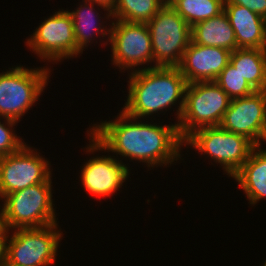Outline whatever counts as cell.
Segmentation results:
<instances>
[{"instance_id": "cell-1", "label": "cell", "mask_w": 266, "mask_h": 266, "mask_svg": "<svg viewBox=\"0 0 266 266\" xmlns=\"http://www.w3.org/2000/svg\"><path fill=\"white\" fill-rule=\"evenodd\" d=\"M116 119L92 126L88 133L91 139L87 152L108 150L129 160L143 162L148 167L167 166L181 158L180 148L184 140L179 135L177 123L164 126L149 124L124 110Z\"/></svg>"}, {"instance_id": "cell-2", "label": "cell", "mask_w": 266, "mask_h": 266, "mask_svg": "<svg viewBox=\"0 0 266 266\" xmlns=\"http://www.w3.org/2000/svg\"><path fill=\"white\" fill-rule=\"evenodd\" d=\"M129 76L128 97L123 108L128 115L144 119L163 109L167 111L166 108L180 100L176 110L179 121L187 82L178 67L143 66Z\"/></svg>"}, {"instance_id": "cell-3", "label": "cell", "mask_w": 266, "mask_h": 266, "mask_svg": "<svg viewBox=\"0 0 266 266\" xmlns=\"http://www.w3.org/2000/svg\"><path fill=\"white\" fill-rule=\"evenodd\" d=\"M50 177L38 183L7 194L0 208V222L10 231L16 228L43 227L57 223ZM13 228V229H12Z\"/></svg>"}, {"instance_id": "cell-4", "label": "cell", "mask_w": 266, "mask_h": 266, "mask_svg": "<svg viewBox=\"0 0 266 266\" xmlns=\"http://www.w3.org/2000/svg\"><path fill=\"white\" fill-rule=\"evenodd\" d=\"M230 101L214 81L187 84L183 111L177 122L180 137L184 140L194 130L219 126Z\"/></svg>"}, {"instance_id": "cell-5", "label": "cell", "mask_w": 266, "mask_h": 266, "mask_svg": "<svg viewBox=\"0 0 266 266\" xmlns=\"http://www.w3.org/2000/svg\"><path fill=\"white\" fill-rule=\"evenodd\" d=\"M50 72L46 68H24L17 66L0 73V117L18 122L49 82Z\"/></svg>"}, {"instance_id": "cell-6", "label": "cell", "mask_w": 266, "mask_h": 266, "mask_svg": "<svg viewBox=\"0 0 266 266\" xmlns=\"http://www.w3.org/2000/svg\"><path fill=\"white\" fill-rule=\"evenodd\" d=\"M146 25L151 37L153 64L178 67L191 42V26L170 5H164Z\"/></svg>"}, {"instance_id": "cell-7", "label": "cell", "mask_w": 266, "mask_h": 266, "mask_svg": "<svg viewBox=\"0 0 266 266\" xmlns=\"http://www.w3.org/2000/svg\"><path fill=\"white\" fill-rule=\"evenodd\" d=\"M187 144L210 156L231 177L248 160L255 147L245 136L226 131L220 126L194 130L184 139V146Z\"/></svg>"}, {"instance_id": "cell-8", "label": "cell", "mask_w": 266, "mask_h": 266, "mask_svg": "<svg viewBox=\"0 0 266 266\" xmlns=\"http://www.w3.org/2000/svg\"><path fill=\"white\" fill-rule=\"evenodd\" d=\"M57 225L14 229L13 235H8L10 239H7L6 262L16 266L53 264L62 239V232L57 230Z\"/></svg>"}, {"instance_id": "cell-9", "label": "cell", "mask_w": 266, "mask_h": 266, "mask_svg": "<svg viewBox=\"0 0 266 266\" xmlns=\"http://www.w3.org/2000/svg\"><path fill=\"white\" fill-rule=\"evenodd\" d=\"M35 30L26 45L42 60L61 62L82 52L76 45L72 18L66 10L59 9Z\"/></svg>"}, {"instance_id": "cell-10", "label": "cell", "mask_w": 266, "mask_h": 266, "mask_svg": "<svg viewBox=\"0 0 266 266\" xmlns=\"http://www.w3.org/2000/svg\"><path fill=\"white\" fill-rule=\"evenodd\" d=\"M51 175L49 161L25 143L17 152L0 158V200L7 194L45 183Z\"/></svg>"}, {"instance_id": "cell-11", "label": "cell", "mask_w": 266, "mask_h": 266, "mask_svg": "<svg viewBox=\"0 0 266 266\" xmlns=\"http://www.w3.org/2000/svg\"><path fill=\"white\" fill-rule=\"evenodd\" d=\"M110 28L108 42L111 44L113 65L120 67L121 71L131 69L135 72V67L153 62L151 37L146 23L114 20Z\"/></svg>"}, {"instance_id": "cell-12", "label": "cell", "mask_w": 266, "mask_h": 266, "mask_svg": "<svg viewBox=\"0 0 266 266\" xmlns=\"http://www.w3.org/2000/svg\"><path fill=\"white\" fill-rule=\"evenodd\" d=\"M219 126L261 146V140L266 141V91L231 99Z\"/></svg>"}, {"instance_id": "cell-13", "label": "cell", "mask_w": 266, "mask_h": 266, "mask_svg": "<svg viewBox=\"0 0 266 266\" xmlns=\"http://www.w3.org/2000/svg\"><path fill=\"white\" fill-rule=\"evenodd\" d=\"M231 51L216 46H202L192 41L178 68L187 84L215 81L229 63Z\"/></svg>"}, {"instance_id": "cell-14", "label": "cell", "mask_w": 266, "mask_h": 266, "mask_svg": "<svg viewBox=\"0 0 266 266\" xmlns=\"http://www.w3.org/2000/svg\"><path fill=\"white\" fill-rule=\"evenodd\" d=\"M114 157L96 156L85 163L80 175L85 191L98 197H108L119 191L130 171L125 163Z\"/></svg>"}, {"instance_id": "cell-15", "label": "cell", "mask_w": 266, "mask_h": 266, "mask_svg": "<svg viewBox=\"0 0 266 266\" xmlns=\"http://www.w3.org/2000/svg\"><path fill=\"white\" fill-rule=\"evenodd\" d=\"M238 48L266 49V19L237 4H224Z\"/></svg>"}, {"instance_id": "cell-16", "label": "cell", "mask_w": 266, "mask_h": 266, "mask_svg": "<svg viewBox=\"0 0 266 266\" xmlns=\"http://www.w3.org/2000/svg\"><path fill=\"white\" fill-rule=\"evenodd\" d=\"M254 205L262 198H266V150L255 146L248 160L232 176Z\"/></svg>"}, {"instance_id": "cell-17", "label": "cell", "mask_w": 266, "mask_h": 266, "mask_svg": "<svg viewBox=\"0 0 266 266\" xmlns=\"http://www.w3.org/2000/svg\"><path fill=\"white\" fill-rule=\"evenodd\" d=\"M191 41L202 46H216L231 52L238 49L235 32L227 14L200 21L191 27Z\"/></svg>"}, {"instance_id": "cell-18", "label": "cell", "mask_w": 266, "mask_h": 266, "mask_svg": "<svg viewBox=\"0 0 266 266\" xmlns=\"http://www.w3.org/2000/svg\"><path fill=\"white\" fill-rule=\"evenodd\" d=\"M229 62L255 91H266V49L238 48Z\"/></svg>"}, {"instance_id": "cell-19", "label": "cell", "mask_w": 266, "mask_h": 266, "mask_svg": "<svg viewBox=\"0 0 266 266\" xmlns=\"http://www.w3.org/2000/svg\"><path fill=\"white\" fill-rule=\"evenodd\" d=\"M82 3L84 4V6L80 5V7H78L75 11H68V13L72 18L76 45L83 53V50L85 49L84 47H87L89 43H92L91 41L94 40L93 36H95V33L99 34L100 32L103 37H105V35H108V39L110 36L111 28L107 27L106 29L105 25H101L99 23V20H101L98 16L99 13L93 8L95 6V3L87 0H82ZM93 31L95 32L92 34Z\"/></svg>"}, {"instance_id": "cell-20", "label": "cell", "mask_w": 266, "mask_h": 266, "mask_svg": "<svg viewBox=\"0 0 266 266\" xmlns=\"http://www.w3.org/2000/svg\"><path fill=\"white\" fill-rule=\"evenodd\" d=\"M164 5V0H116L112 19L148 23Z\"/></svg>"}, {"instance_id": "cell-21", "label": "cell", "mask_w": 266, "mask_h": 266, "mask_svg": "<svg viewBox=\"0 0 266 266\" xmlns=\"http://www.w3.org/2000/svg\"><path fill=\"white\" fill-rule=\"evenodd\" d=\"M170 6L192 27L223 12L224 0H175Z\"/></svg>"}, {"instance_id": "cell-22", "label": "cell", "mask_w": 266, "mask_h": 266, "mask_svg": "<svg viewBox=\"0 0 266 266\" xmlns=\"http://www.w3.org/2000/svg\"><path fill=\"white\" fill-rule=\"evenodd\" d=\"M214 82L217 83L231 99L245 97L255 92L230 62Z\"/></svg>"}, {"instance_id": "cell-23", "label": "cell", "mask_w": 266, "mask_h": 266, "mask_svg": "<svg viewBox=\"0 0 266 266\" xmlns=\"http://www.w3.org/2000/svg\"><path fill=\"white\" fill-rule=\"evenodd\" d=\"M4 121L5 123L0 121V158L17 152L25 144V142H22L23 139L17 136L12 129L18 122L6 118Z\"/></svg>"}, {"instance_id": "cell-24", "label": "cell", "mask_w": 266, "mask_h": 266, "mask_svg": "<svg viewBox=\"0 0 266 266\" xmlns=\"http://www.w3.org/2000/svg\"><path fill=\"white\" fill-rule=\"evenodd\" d=\"M224 4H237L266 19V0H224Z\"/></svg>"}, {"instance_id": "cell-25", "label": "cell", "mask_w": 266, "mask_h": 266, "mask_svg": "<svg viewBox=\"0 0 266 266\" xmlns=\"http://www.w3.org/2000/svg\"><path fill=\"white\" fill-rule=\"evenodd\" d=\"M8 233L9 230L0 222V264L6 262Z\"/></svg>"}, {"instance_id": "cell-26", "label": "cell", "mask_w": 266, "mask_h": 266, "mask_svg": "<svg viewBox=\"0 0 266 266\" xmlns=\"http://www.w3.org/2000/svg\"><path fill=\"white\" fill-rule=\"evenodd\" d=\"M87 1L97 4V6H100V8H102L104 11H107L108 13L106 15L107 20L109 19V17L111 18L112 11L116 6V0H87Z\"/></svg>"}, {"instance_id": "cell-27", "label": "cell", "mask_w": 266, "mask_h": 266, "mask_svg": "<svg viewBox=\"0 0 266 266\" xmlns=\"http://www.w3.org/2000/svg\"><path fill=\"white\" fill-rule=\"evenodd\" d=\"M175 0H164L165 5H171Z\"/></svg>"}, {"instance_id": "cell-28", "label": "cell", "mask_w": 266, "mask_h": 266, "mask_svg": "<svg viewBox=\"0 0 266 266\" xmlns=\"http://www.w3.org/2000/svg\"><path fill=\"white\" fill-rule=\"evenodd\" d=\"M0 266H7V262L0 264Z\"/></svg>"}]
</instances>
